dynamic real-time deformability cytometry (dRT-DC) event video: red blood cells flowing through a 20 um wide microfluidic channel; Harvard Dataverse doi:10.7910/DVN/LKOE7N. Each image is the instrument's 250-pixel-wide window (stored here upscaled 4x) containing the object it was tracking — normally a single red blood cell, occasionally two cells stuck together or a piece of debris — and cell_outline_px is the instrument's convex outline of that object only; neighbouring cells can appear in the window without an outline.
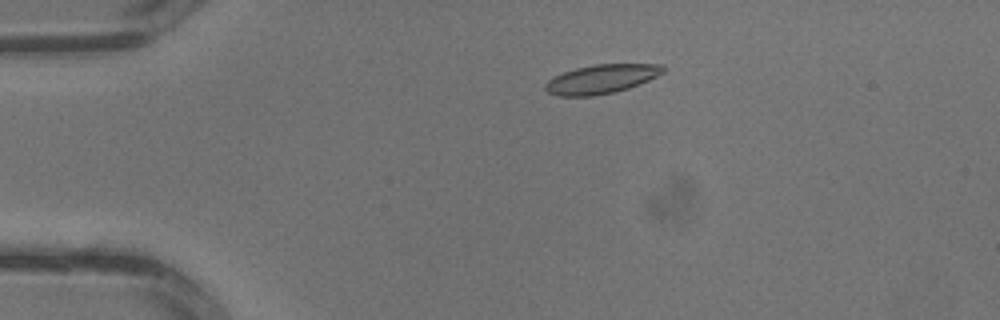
{"species": "common noctule bat (a hibernating species)", "species_latin": "Nyctalus noctula", "temperature_condition": "warm", "stored_images_in_passage": 3, "camera_frame_rate_fps": 3000, "um_per_image_px": 0.085, "animal": {"sex": "male", "body_mass_g": 13.3}, "frame": {"image": 1, "passage_image": 2, "time_ms": 0.333, "image_size_px": [1000, 320], "cell_outline_px": [[668, 68], [664, 72], [640, 84], [616, 92], [592, 96], [560, 96], [548, 92], [544, 88], [544, 84], [548, 80], [564, 72], [576, 68], [596, 64], [664, 64]], "centroid_in_image_um": [51.16, 6.71], "position_along_channel_um": 33.8, "area_um2": 19.94}}